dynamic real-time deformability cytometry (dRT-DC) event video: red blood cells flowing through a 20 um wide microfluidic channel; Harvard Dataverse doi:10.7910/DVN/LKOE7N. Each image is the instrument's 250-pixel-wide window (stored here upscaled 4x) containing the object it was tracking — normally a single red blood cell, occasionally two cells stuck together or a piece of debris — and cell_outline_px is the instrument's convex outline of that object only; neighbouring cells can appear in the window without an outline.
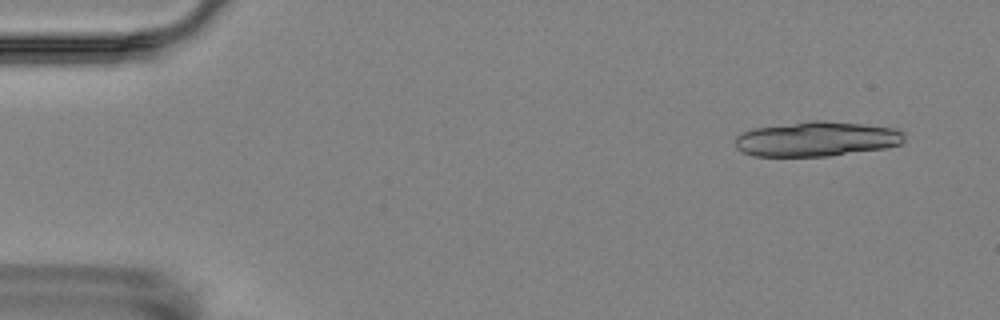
{"species": "Egyptian fruit bat (a non-hibernating species)", "species_latin": "Rousettus aegyptiacus", "temperature_condition": "room temperature", "stored_images_in_passage": 5, "camera_frame_rate_fps": 3000, "um_per_image_px": 0.085, "animal": {"sex": "female"}, "frame": {"image": 1, "passage_image": 2, "time_ms": 1.0, "image_size_px": [1000, 320], "cell_outline_px": [[904, 140], [900, 144], [884, 148], [828, 156], [752, 156], [740, 152], [736, 148], [736, 136], [744, 132], [756, 128], [808, 120], [824, 120], [864, 124], [896, 128], [904, 132]], "centroid_in_image_um": [69.41, 11.81], "position_along_channel_um": 15.6, "area_um2": 34.45}}